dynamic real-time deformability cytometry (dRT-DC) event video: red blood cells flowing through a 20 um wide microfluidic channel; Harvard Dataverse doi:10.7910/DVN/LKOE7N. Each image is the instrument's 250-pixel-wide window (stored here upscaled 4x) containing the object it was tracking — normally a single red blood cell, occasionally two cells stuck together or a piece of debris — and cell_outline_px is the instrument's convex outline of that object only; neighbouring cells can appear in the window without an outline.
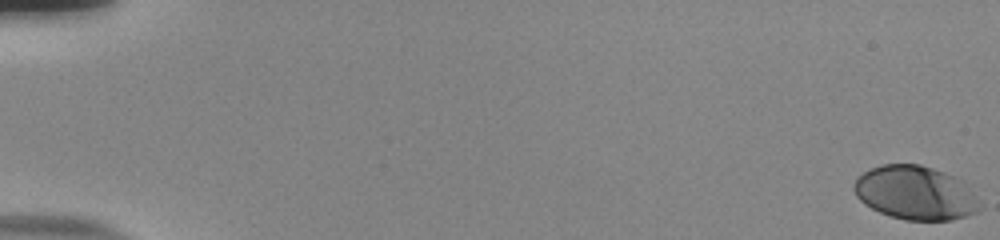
{"species": "human", "species_latin": "Homo sapiens", "temperature_condition": "room temperature", "stored_images_in_passage": 56, "camera_frame_rate_fps": 3000, "um_per_image_px": 0.085, "donor": {"sex": "male"}, "frame": {"image": 1, "passage_image": 1, "time_ms": 0.0, "image_size_px": [1000, 240], "cell_outline_px": [[980, 208], [976, 212], [952, 220], [904, 220], [880, 212], [864, 204], [856, 196], [852, 188], [852, 184], [856, 176], [880, 164], [920, 164], [944, 172], [964, 180], [976, 200]], "centroid_in_image_um": [77.75, 16.38], "position_along_channel_um": 7.3, "area_um2": 39.42}}
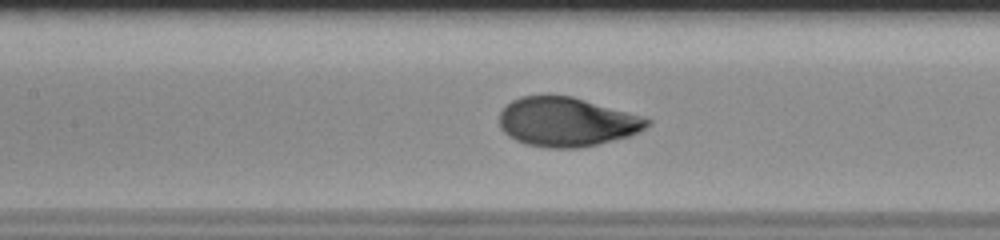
{"frame": {"image": 2, "passage_image": 28, "time_ms": 9.0, "image_size_px": [1000, 240], "cell_outline_px": [[652, 124], [640, 132], [628, 136], [596, 144], [576, 148], [544, 148], [524, 144], [508, 136], [500, 128], [500, 112], [512, 100], [520, 96], [548, 92], [572, 96], [644, 116], [652, 120]], "centroid_in_image_um": [48.16, 10.33], "position_along_channel_um": 159.2, "area_um2": 43.18}}
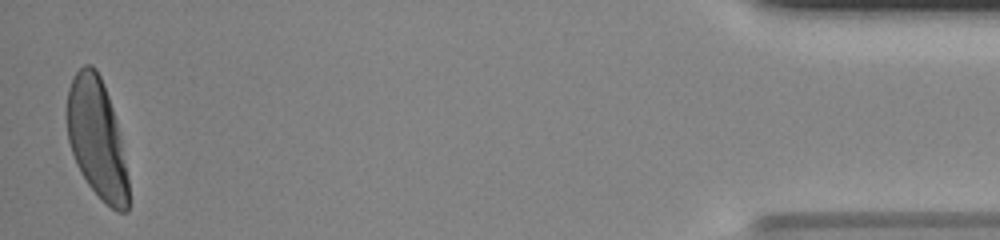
{"frame": {"image": 3, "passage_image": 55, "time_ms": 18.0, "image_size_px": [1000, 240], "cell_outline_px": [[128, 212], [116, 212], [100, 200], [88, 184], [80, 172], [76, 164], [68, 140], [64, 112], [68, 88], [72, 76], [84, 64], [92, 64], [96, 68], [100, 76], [108, 96], [116, 120], [128, 176]], "centroid_in_image_um": [8.18, 11.76], "position_along_channel_um": 427.0, "area_um2": 43.35}, "authors_computed_cell_mechanics": {"area_um2": 42.1651, "velocity_mm_per_s": 3.8379, "shape_relaxation_time_tau1_ms": 2.8379, "shape_relaxation_time_tau2_ms": null, "deformation_change_tau1": 0.1839, "deformation_change_tau2": null}}